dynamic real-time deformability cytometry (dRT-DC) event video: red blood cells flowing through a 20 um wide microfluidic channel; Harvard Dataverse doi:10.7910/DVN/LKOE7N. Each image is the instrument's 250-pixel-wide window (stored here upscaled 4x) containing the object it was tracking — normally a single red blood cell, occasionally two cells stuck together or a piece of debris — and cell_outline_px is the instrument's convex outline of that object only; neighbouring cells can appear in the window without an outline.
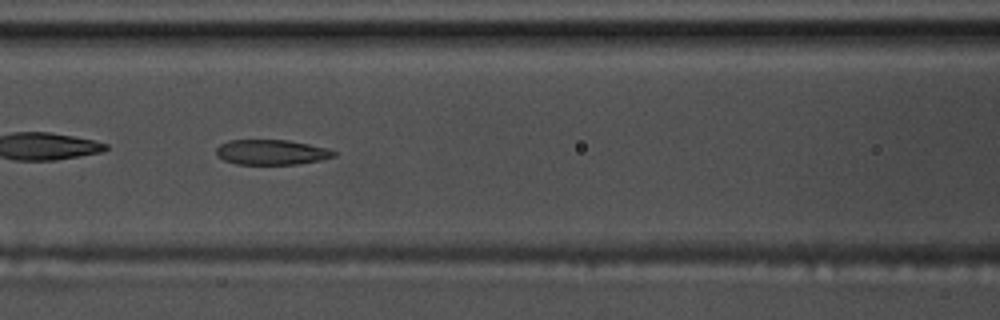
{"species": "common noctule bat (a hibernating species)", "species_latin": "Nyctalus noctula", "temperature_condition": "warm", "stored_images_in_passage": 47, "camera_frame_rate_fps": 3000, "um_per_image_px": 0.085, "animal": {"sex": "male", "body_mass_g": 17.5, "forearm_length_mm": 52.3}, "frame": {"image": 1, "passage_image": 22, "time_ms": 7.0, "image_size_px": [1000, 320], "cell_outline_px": [[336, 156], [320, 160], [300, 164], [236, 164], [224, 160], [216, 156], [216, 148], [220, 144], [228, 140], [288, 140], [328, 148], [336, 152]], "centroid_in_image_um": [23.06, 12.94], "position_along_channel_um": 143.5, "area_um2": 17.28}}
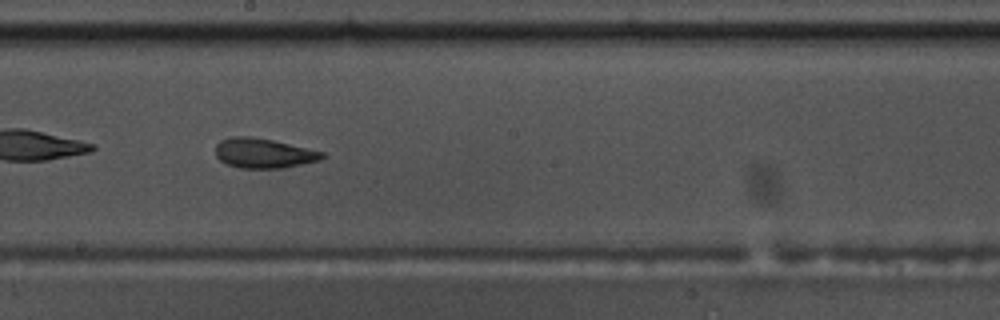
{"frame": {"image": 2, "passage_image": 29, "time_ms": 9.333, "image_size_px": [1000, 320], "cell_outline_px": [[324, 156], [320, 160], [284, 168], [240, 168], [228, 164], [220, 160], [216, 156], [216, 144], [220, 140], [232, 136], [248, 136], [272, 140], [324, 152]], "centroid_in_image_um": [22.38, 13.02], "position_along_channel_um": 225.8, "area_um2": 18.38}}
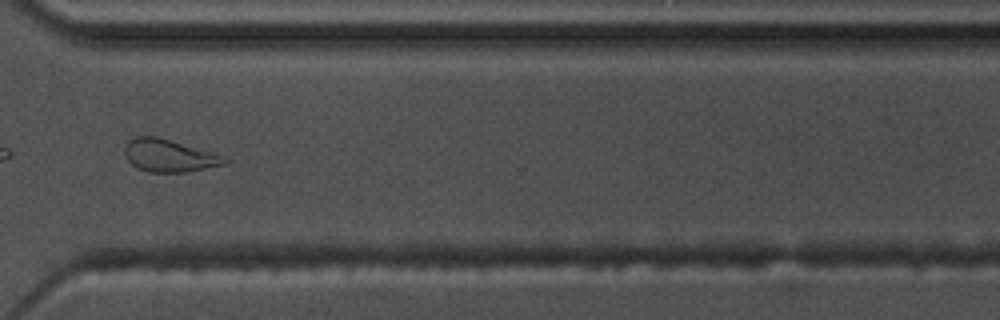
{"frame": {"image": 3, "passage_image": 40, "time_ms": 13.0, "image_size_px": [1000, 320], "cell_outline_px": [[232, 160], [228, 164], [184, 172], [148, 172], [136, 168], [124, 156], [124, 148], [128, 140], [136, 136], [156, 136], [212, 152]], "centroid_in_image_um": [14.36, 13.23], "position_along_channel_um": 356.2, "area_um2": 19.02}}